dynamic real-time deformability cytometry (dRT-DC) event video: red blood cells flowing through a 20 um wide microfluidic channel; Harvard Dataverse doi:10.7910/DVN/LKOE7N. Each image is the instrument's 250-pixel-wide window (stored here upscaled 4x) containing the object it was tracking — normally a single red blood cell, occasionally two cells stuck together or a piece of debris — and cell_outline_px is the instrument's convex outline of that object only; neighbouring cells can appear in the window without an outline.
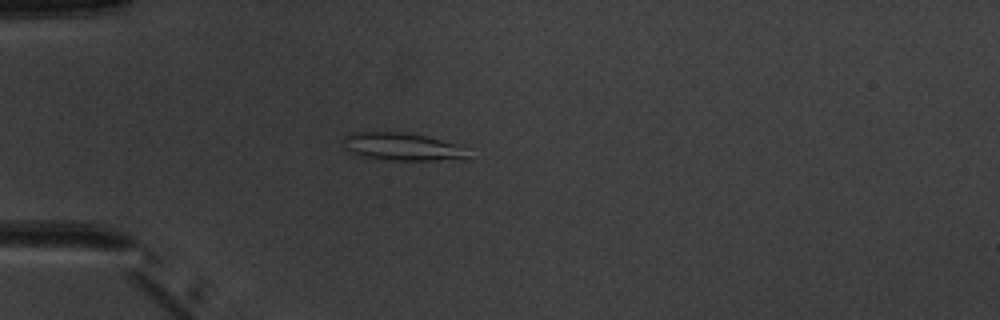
{"species": "common noctule bat (a hibernating species)", "species_latin": "Nyctalus noctula", "temperature_condition": "warm", "stored_images_in_passage": 5, "camera_frame_rate_fps": 3000, "um_per_image_px": 0.085, "animal": {"sex": "male", "body_mass_g": 20.1, "forearm_length_mm": 53.5}, "frame": {"image": 1, "passage_image": 4, "time_ms": 4.333, "image_size_px": [1000, 320], "cell_outline_px": [[468, 160], [392, 160], [360, 156], [352, 152], [348, 148], [344, 140], [344, 136], [352, 132], [400, 132], [424, 136], [460, 144], [468, 156]], "centroid_in_image_um": [34.25, 12.48], "position_along_channel_um": 50.7, "area_um2": 19.94}}